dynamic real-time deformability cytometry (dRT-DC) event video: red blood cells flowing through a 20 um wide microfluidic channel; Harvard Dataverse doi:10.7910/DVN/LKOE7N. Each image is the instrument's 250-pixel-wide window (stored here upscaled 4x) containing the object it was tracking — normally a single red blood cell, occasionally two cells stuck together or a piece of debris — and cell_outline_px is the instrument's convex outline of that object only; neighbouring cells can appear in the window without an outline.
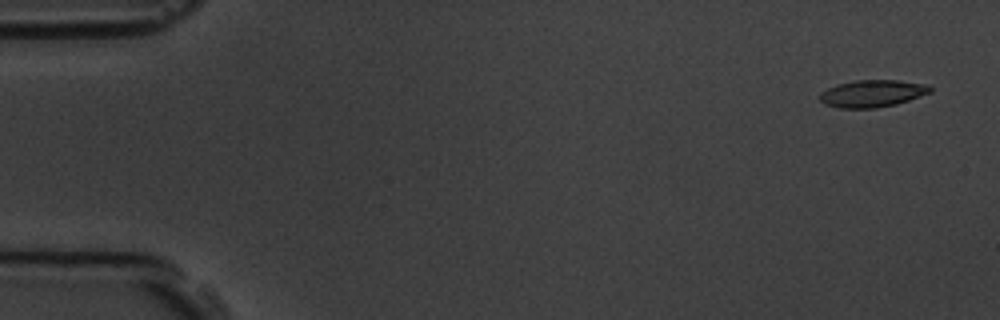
{"species": "common noctule bat (a hibernating species)", "species_latin": "Nyctalus noctula", "temperature_condition": "room temperature", "stored_images_in_passage": 5, "camera_frame_rate_fps": 3000, "um_per_image_px": 0.085, "animal": {"sex": "male", "body_mass_g": 19.5, "forearm_length_mm": 54.6}, "frame": {"image": 1, "passage_image": 1, "time_ms": 0.0, "image_size_px": [1000, 320], "cell_outline_px": [[932, 92], [896, 104], [876, 108], [840, 108], [824, 104], [820, 100], [820, 92], [836, 84], [856, 80], [900, 80], [928, 84], [932, 88]], "centroid_in_image_um": [74.15, 7.94], "position_along_channel_um": 10.8, "area_um2": 17.57}}
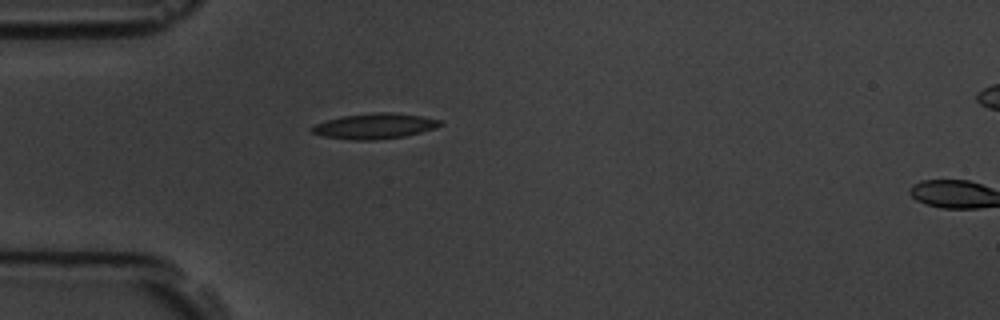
{"frame": {"image": 2, "passage_image": 4, "time_ms": 4.333, "image_size_px": [1000, 320], "cell_outline_px": [[444, 124], [436, 128], [404, 136], [372, 140], [352, 140], [320, 136], [312, 132], [308, 128], [316, 124], [328, 120], [344, 116], [372, 112], [392, 112], [424, 116], [440, 120]], "centroid_in_image_um": [31.85, 10.71], "position_along_channel_um": 53.1, "area_um2": 19.07}}